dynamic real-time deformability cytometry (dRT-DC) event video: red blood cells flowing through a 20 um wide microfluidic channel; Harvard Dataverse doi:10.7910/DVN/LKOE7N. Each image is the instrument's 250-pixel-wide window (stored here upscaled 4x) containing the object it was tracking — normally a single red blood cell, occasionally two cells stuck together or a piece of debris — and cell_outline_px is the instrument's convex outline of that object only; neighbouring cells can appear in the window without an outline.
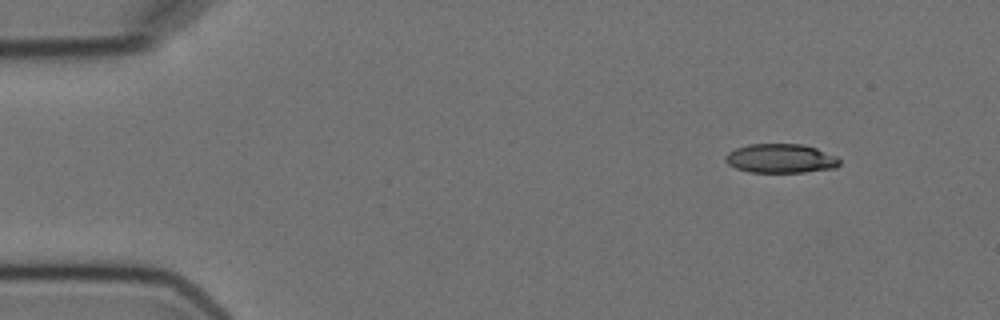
{"species": "Egyptian fruit bat (a non-hibernating species)", "species_latin": "Rousettus aegyptiacus", "temperature_condition": "cold", "stored_images_in_passage": 5, "camera_frame_rate_fps": 3000, "um_per_image_px": 0.085, "animal": {"sex": "female"}, "frame": {"image": 1, "passage_image": 1, "time_ms": 0.0, "image_size_px": [1000, 320], "cell_outline_px": [[840, 164], [836, 168], [804, 172], [748, 172], [736, 168], [728, 164], [724, 160], [724, 156], [728, 152], [736, 148], [748, 144], [800, 144], [816, 148], [840, 156]], "centroid_in_image_um": [66.38, 13.47], "position_along_channel_um": 18.6, "area_um2": 19.59}}
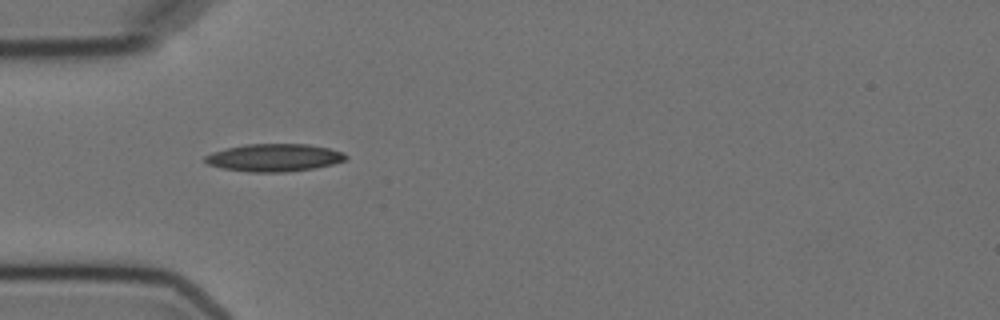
{"frame": {"image": 2, "passage_image": 4, "time_ms": 3.667, "image_size_px": [1000, 320], "cell_outline_px": [[348, 156], [344, 160], [332, 164], [312, 168], [284, 172], [248, 172], [220, 168], [208, 164], [204, 160], [204, 156], [212, 152], [244, 144], [308, 144], [328, 148], [344, 152]], "centroid_in_image_um": [23.28, 13.4], "position_along_channel_um": 61.7, "area_um2": 22.6}}
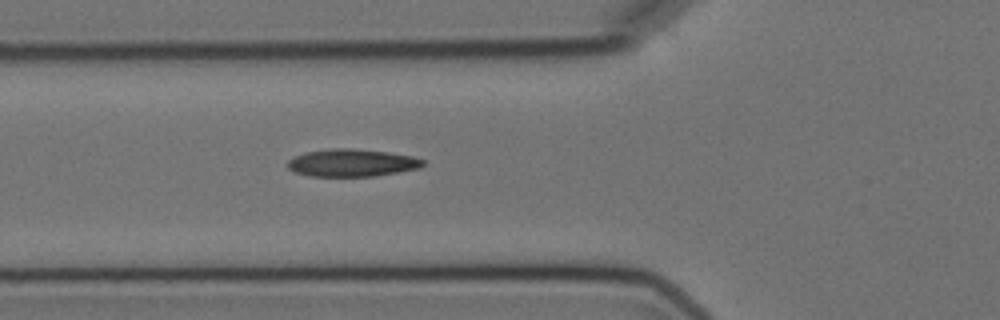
{"frame": {"image": 3, "passage_image": 5, "time_ms": 4.667, "image_size_px": [1000, 320], "cell_outline_px": [[424, 164], [420, 168], [376, 176], [312, 176], [296, 172], [288, 168], [288, 160], [304, 152], [328, 148], [352, 148], [388, 152], [412, 156], [424, 160]], "centroid_in_image_um": [29.92, 13.83], "position_along_channel_um": 95.9, "area_um2": 21.68}}